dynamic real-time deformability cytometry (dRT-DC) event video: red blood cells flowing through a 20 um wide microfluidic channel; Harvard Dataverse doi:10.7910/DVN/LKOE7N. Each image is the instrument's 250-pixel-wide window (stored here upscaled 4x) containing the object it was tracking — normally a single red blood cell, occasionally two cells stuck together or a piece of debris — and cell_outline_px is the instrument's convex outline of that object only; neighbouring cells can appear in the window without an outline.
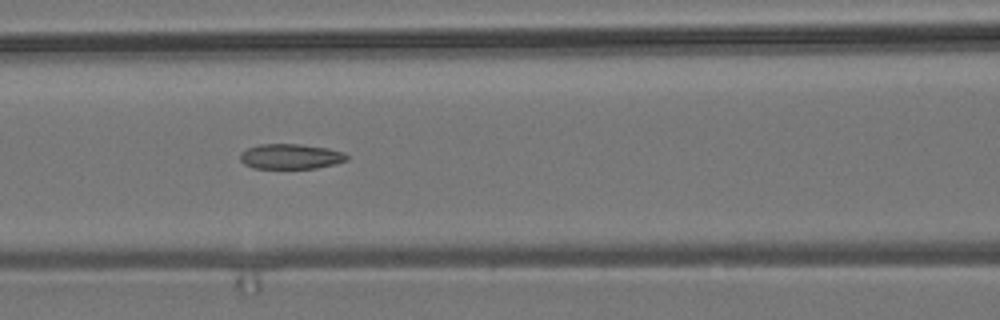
{"species": "common noctule bat (a hibernating species)", "species_latin": "Nyctalus noctula", "temperature_condition": "room temperature", "stored_images_in_passage": 6, "camera_frame_rate_fps": 3000, "um_per_image_px": 0.085, "animal": {"sex": "male", "body_mass_g": 19.2, "forearm_length_mm": 51.8}, "frame": {"image": 1, "passage_image": 5, "time_ms": 4.667, "image_size_px": [1000, 320], "cell_outline_px": [[348, 160], [336, 164], [316, 168], [252, 168], [244, 164], [240, 160], [240, 152], [248, 148], [260, 144], [300, 144], [328, 148], [344, 152], [348, 156]], "centroid_in_image_um": [24.71, 13.3], "position_along_channel_um": 141.9, "area_um2": 15.72}}
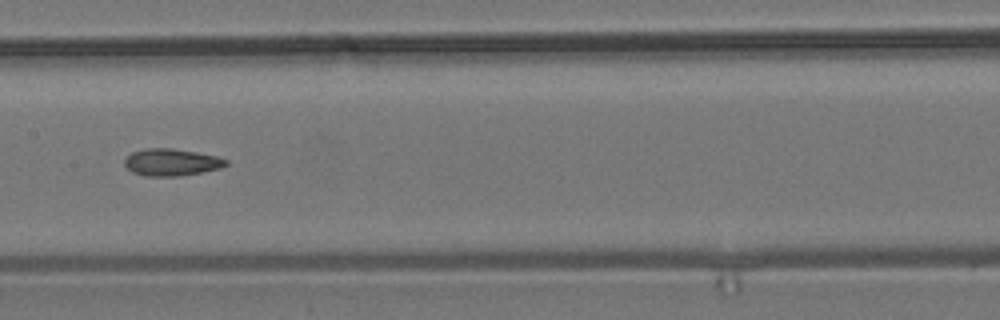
{"frame": {"image": 2, "passage_image": 6, "time_ms": 6.0, "image_size_px": [1000, 320], "cell_outline_px": [[228, 164], [220, 168], [200, 172], [176, 176], [144, 176], [132, 172], [124, 164], [124, 160], [132, 152], [144, 148], [172, 148], [196, 152], [216, 156], [228, 160]], "centroid_in_image_um": [14.55, 13.78], "position_along_channel_um": 192.8, "area_um2": 15.9}}